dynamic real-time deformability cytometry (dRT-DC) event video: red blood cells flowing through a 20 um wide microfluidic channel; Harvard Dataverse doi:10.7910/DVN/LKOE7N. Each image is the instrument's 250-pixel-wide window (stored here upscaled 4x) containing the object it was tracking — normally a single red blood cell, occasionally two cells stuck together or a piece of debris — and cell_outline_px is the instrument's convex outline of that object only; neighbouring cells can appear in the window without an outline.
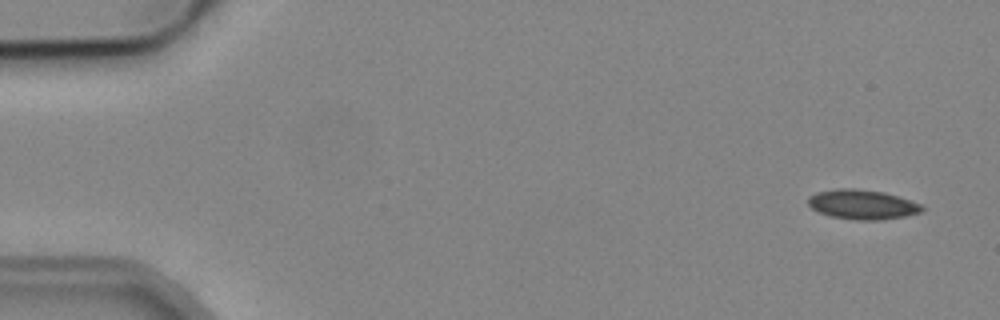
{"species": "common noctule bat (a hibernating species)", "species_latin": "Nyctalus noctula", "temperature_condition": "cold", "stored_images_in_passage": 5, "camera_frame_rate_fps": 3000, "um_per_image_px": 0.085, "animal": {"sex": "male", "body_mass_g": 19.2, "forearm_length_mm": 51.8}, "frame": {"image": 1, "passage_image": 1, "time_ms": 0.0, "image_size_px": [1000, 320], "cell_outline_px": [[924, 208], [920, 212], [904, 216], [880, 220], [856, 220], [832, 216], [820, 212], [812, 208], [808, 204], [808, 196], [816, 192], [836, 188], [852, 188], [884, 192], [920, 204]], "centroid_in_image_um": [73.25, 17.37], "position_along_channel_um": 11.7, "area_um2": 19.42}}
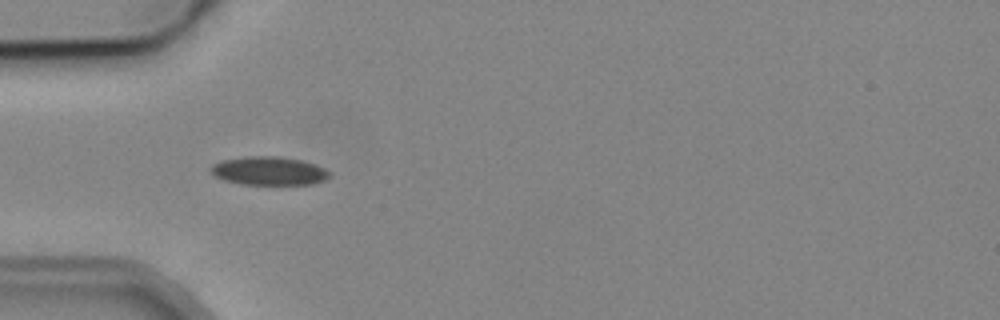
{"frame": {"image": 2, "passage_image": 5, "time_ms": 4.667, "image_size_px": [1000, 320], "cell_outline_px": [[332, 176], [324, 180], [312, 184], [240, 184], [224, 180], [208, 172], [208, 168], [212, 164], [220, 160], [248, 156], [280, 156], [300, 160], [324, 168], [332, 172]], "centroid_in_image_um": [22.82, 14.52], "position_along_channel_um": 62.2, "area_um2": 19.88}}